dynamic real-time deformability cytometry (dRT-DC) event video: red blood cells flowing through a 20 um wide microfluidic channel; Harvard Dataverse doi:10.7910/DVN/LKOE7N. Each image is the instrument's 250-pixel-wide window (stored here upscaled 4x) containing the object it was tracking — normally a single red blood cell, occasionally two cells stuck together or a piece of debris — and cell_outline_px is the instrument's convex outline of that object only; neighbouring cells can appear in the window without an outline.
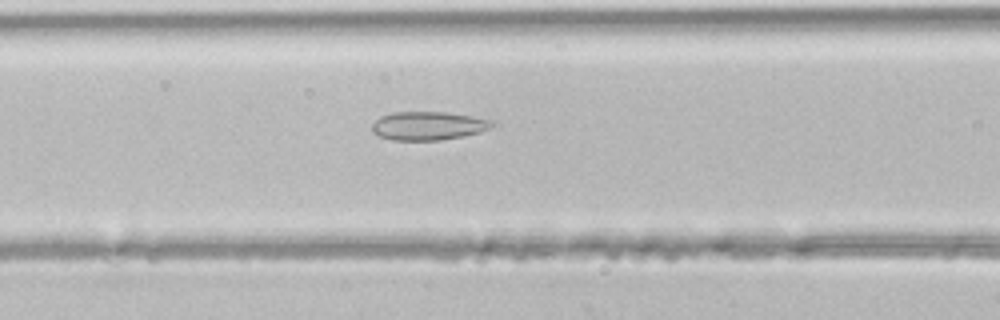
{"species": "common noctule bat (a hibernating species)", "species_latin": "Nyctalus noctula", "temperature_condition": "room temperature", "stored_images_in_passage": 5, "camera_frame_rate_fps": 3000, "um_per_image_px": 0.085, "animal": {"sex": "male", "body_mass_g": 21.5, "forearm_length_mm": 52.0}, "frame": {"image": 1, "passage_image": 5, "time_ms": 1.333, "image_size_px": [1000, 320], "cell_outline_px": [[492, 124], [488, 128], [480, 132], [464, 136], [440, 140], [392, 140], [380, 136], [372, 132], [372, 124], [380, 116], [392, 112], [448, 112], [472, 116], [492, 120]], "centroid_in_image_um": [36.36, 10.69], "position_along_channel_um": 130.2, "area_um2": 19.88}}